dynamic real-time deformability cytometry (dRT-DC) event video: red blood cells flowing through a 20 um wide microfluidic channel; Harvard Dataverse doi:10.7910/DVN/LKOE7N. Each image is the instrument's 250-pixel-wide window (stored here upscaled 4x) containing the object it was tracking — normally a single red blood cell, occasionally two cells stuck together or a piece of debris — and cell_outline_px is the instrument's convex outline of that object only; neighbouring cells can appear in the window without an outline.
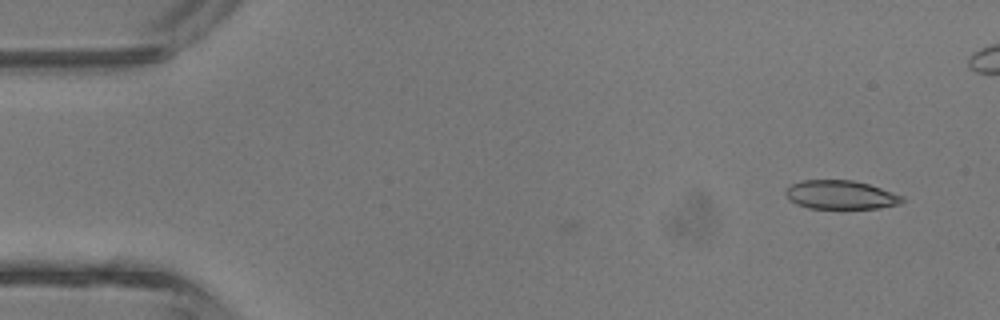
{"species": "common noctule bat (a hibernating species)", "species_latin": "Nyctalus noctula", "temperature_condition": "room temperature", "stored_images_in_passage": 7, "camera_frame_rate_fps": 3000, "um_per_image_px": 0.085, "animal": {"sex": "male", "body_mass_g": 13.3}, "frame": {"image": 1, "passage_image": 7, "time_ms": 2.0, "image_size_px": [1000, 320], "cell_outline_px": [[904, 200], [900, 204], [880, 208], [808, 208], [796, 204], [784, 192], [784, 188], [800, 180], [852, 180], [868, 184], [904, 196]], "centroid_in_image_um": [71.45, 16.56], "position_along_channel_um": 13.6, "area_um2": 19.48}}